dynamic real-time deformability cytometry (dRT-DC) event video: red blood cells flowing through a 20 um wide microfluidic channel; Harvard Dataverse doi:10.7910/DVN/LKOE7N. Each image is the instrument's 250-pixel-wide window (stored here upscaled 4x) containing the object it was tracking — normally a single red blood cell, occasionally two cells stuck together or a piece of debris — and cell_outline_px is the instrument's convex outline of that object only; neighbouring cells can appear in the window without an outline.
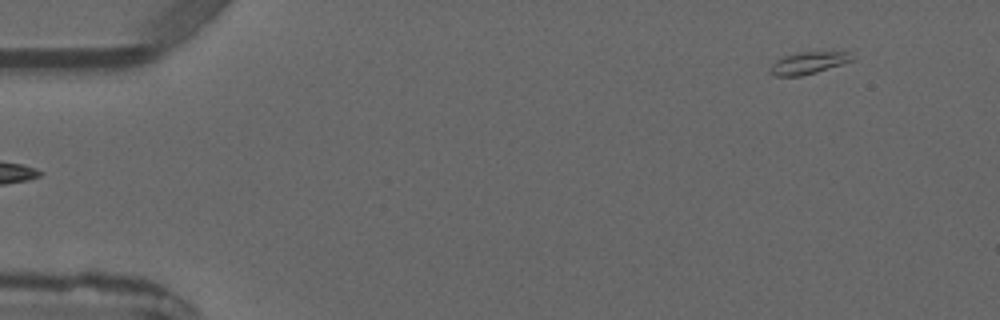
{"species": "common noctule bat (a hibernating species)", "species_latin": "Nyctalus noctula", "temperature_condition": "warm", "stored_images_in_passage": 3, "segment_of_instrument_passage": [2, 2], "camera_frame_rate_fps": 3000, "um_per_image_px": 0.085, "animal": {"sex": "male", "forearm_length_mm": 52.5}, "frame": {"image": 1, "passage_image": 3, "time_ms": 2.333, "image_size_px": [1000, 320], "cell_outline_px": [[852, 60], [816, 72], [800, 76], [776, 76], [768, 72], [768, 68], [776, 60], [784, 56], [800, 52], [848, 52]], "centroid_in_image_um": [68.6, 5.36], "position_along_channel_um": 16.4, "area_um2": 10.23}}